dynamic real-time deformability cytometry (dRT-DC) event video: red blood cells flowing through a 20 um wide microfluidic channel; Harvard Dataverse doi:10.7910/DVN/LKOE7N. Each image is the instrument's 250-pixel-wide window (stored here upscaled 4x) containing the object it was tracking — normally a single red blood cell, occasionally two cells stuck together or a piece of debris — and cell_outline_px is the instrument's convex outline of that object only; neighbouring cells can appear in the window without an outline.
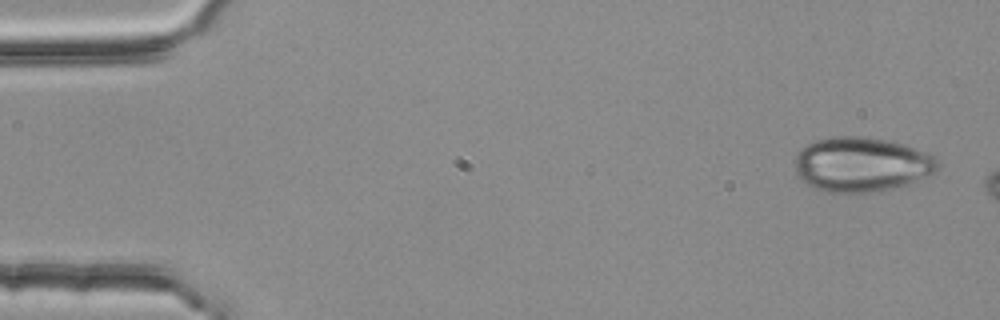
{"species": "common noctule bat (a hibernating species)", "species_latin": "Nyctalus noctula", "temperature_condition": "room temperature", "stored_images_in_passage": 3, "camera_frame_rate_fps": 3000, "um_per_image_px": 0.085, "animal": {"sex": "female", "body_mass_g": 25.1}, "frame": {"image": 1, "passage_image": 1, "time_ms": 0.0, "image_size_px": [1000, 320], "cell_outline_px": [[940, 168], [936, 172], [908, 184], [880, 192], [820, 192], [804, 184], [796, 172], [796, 152], [800, 148], [816, 140], [832, 136], [860, 136], [888, 140], [904, 144], [936, 156], [940, 160]], "centroid_in_image_um": [73.24, 13.98], "position_along_channel_um": 11.8, "area_um2": 46.18}}